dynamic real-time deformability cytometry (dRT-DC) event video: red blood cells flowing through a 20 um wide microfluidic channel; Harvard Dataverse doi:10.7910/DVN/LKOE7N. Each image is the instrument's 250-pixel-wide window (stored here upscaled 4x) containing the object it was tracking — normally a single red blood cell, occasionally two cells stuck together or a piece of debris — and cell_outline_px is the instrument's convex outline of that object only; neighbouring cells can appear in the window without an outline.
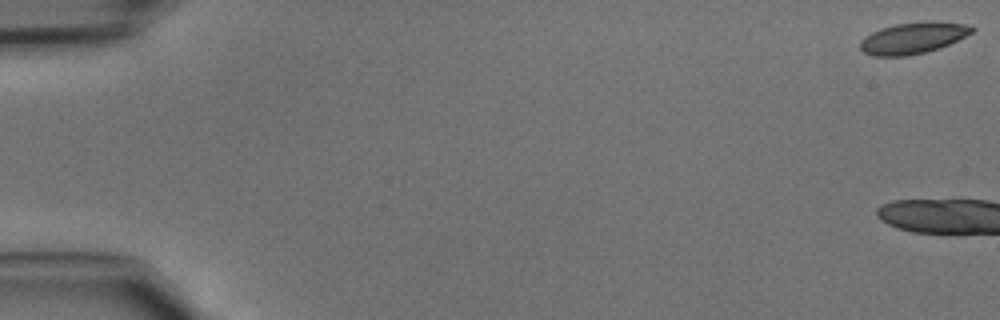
{"species": "common noctule bat (a hibernating species)", "species_latin": "Nyctalus noctula", "temperature_condition": "cold", "stored_images_in_passage": 4, "camera_frame_rate_fps": 3000, "um_per_image_px": 0.085, "animal": {"sex": "male", "body_mass_g": 15.6}, "frame": {"image": 1, "passage_image": 1, "time_ms": 0.0, "image_size_px": [1000, 320], "cell_outline_px": [[976, 28], [972, 32], [940, 48], [924, 52], [904, 56], [872, 56], [864, 52], [860, 48], [860, 40], [872, 32], [880, 28], [896, 24], [972, 24]], "centroid_in_image_um": [77.53, 3.28], "position_along_channel_um": 7.5, "area_um2": 19.42}}